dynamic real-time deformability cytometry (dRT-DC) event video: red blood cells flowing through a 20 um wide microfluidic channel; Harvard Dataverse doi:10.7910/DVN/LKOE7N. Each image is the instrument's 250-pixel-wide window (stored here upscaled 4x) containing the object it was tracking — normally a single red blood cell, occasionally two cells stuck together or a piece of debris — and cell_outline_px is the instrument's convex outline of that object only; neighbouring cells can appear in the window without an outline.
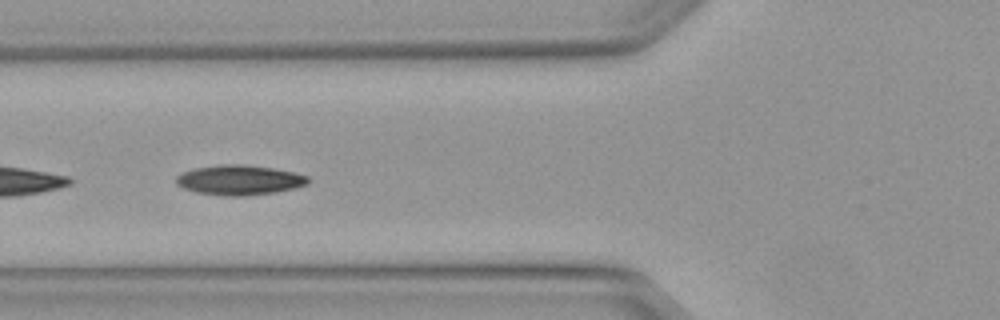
{"species": "Egyptian fruit bat (a non-hibernating species)", "species_latin": "Rousettus aegyptiacus", "temperature_condition": "warm", "stored_images_in_passage": 7, "camera_frame_rate_fps": 3000, "um_per_image_px": 0.085, "animal": {"sex": "female"}, "frame": {"image": 1, "passage_image": 4, "time_ms": 1.0, "image_size_px": [1000, 320], "cell_outline_px": [[312, 180], [308, 184], [296, 188], [276, 192], [244, 196], [224, 196], [196, 192], [184, 188], [176, 184], [176, 176], [192, 168], [220, 164], [244, 164], [272, 168], [292, 172], [308, 176]], "centroid_in_image_um": [20.36, 15.3], "position_along_channel_um": 105.4, "area_um2": 23.18}}